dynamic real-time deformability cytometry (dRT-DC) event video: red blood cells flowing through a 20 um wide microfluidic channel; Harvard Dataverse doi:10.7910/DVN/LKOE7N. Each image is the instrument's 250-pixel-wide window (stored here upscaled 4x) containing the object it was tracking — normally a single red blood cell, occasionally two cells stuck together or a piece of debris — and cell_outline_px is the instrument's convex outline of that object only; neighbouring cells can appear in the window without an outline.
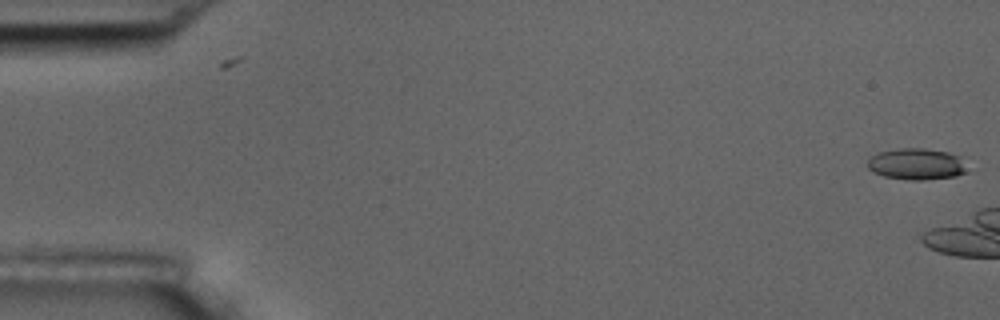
{"species": "common noctule bat (a hibernating species)", "species_latin": "Nyctalus noctula", "temperature_condition": "room temperature", "stored_images_in_passage": 2, "camera_frame_rate_fps": 3000, "um_per_image_px": 0.085, "animal": {"sex": "male", "body_mass_g": 17.5, "forearm_length_mm": 52.3}, "frame": {"image": 1, "passage_image": 2, "time_ms": 0.333, "image_size_px": [1000, 320], "cell_outline_px": [[964, 172], [956, 176], [924, 180], [912, 180], [884, 176], [872, 172], [868, 168], [868, 160], [872, 156], [880, 152], [896, 148], [924, 148], [948, 152], [960, 156]], "centroid_in_image_um": [77.85, 13.94], "position_along_channel_um": 7.1, "area_um2": 17.98}}